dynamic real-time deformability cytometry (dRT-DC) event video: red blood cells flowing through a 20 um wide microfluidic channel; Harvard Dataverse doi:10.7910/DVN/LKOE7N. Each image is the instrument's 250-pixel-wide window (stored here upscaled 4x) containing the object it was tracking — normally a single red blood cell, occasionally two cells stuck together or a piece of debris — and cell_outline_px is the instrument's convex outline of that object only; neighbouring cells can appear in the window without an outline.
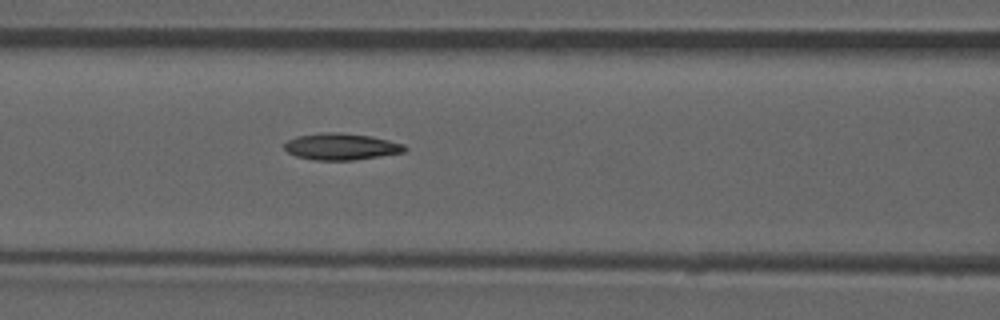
{"species": "common noctule bat (a hibernating species)", "species_latin": "Nyctalus noctula", "temperature_condition": "room temperature", "stored_images_in_passage": 36, "camera_frame_rate_fps": 3000, "um_per_image_px": 0.085, "animal": {"sex": "male", "forearm_length_mm": 52.5}, "frame": {"image": 1, "passage_image": 6, "time_ms": 1.667, "image_size_px": [1000, 320], "cell_outline_px": [[408, 148], [404, 152], [380, 156], [352, 160], [312, 160], [296, 156], [288, 152], [284, 148], [284, 144], [288, 140], [296, 136], [328, 132], [336, 132], [372, 136], [404, 144]], "centroid_in_image_um": [29.0, 12.46], "position_along_channel_um": 137.6, "area_um2": 18.61}, "authors_computed_cell_mechanics": {"area_um2": 17.8602, "velocity_mm_per_s": 3.9234, "shape_relaxation_time_tau1_ms": null, "shape_relaxation_time_tau2_ms": 7.4101, "deformation_change_tau1": null, "deformation_change_tau2": 0.1805}}